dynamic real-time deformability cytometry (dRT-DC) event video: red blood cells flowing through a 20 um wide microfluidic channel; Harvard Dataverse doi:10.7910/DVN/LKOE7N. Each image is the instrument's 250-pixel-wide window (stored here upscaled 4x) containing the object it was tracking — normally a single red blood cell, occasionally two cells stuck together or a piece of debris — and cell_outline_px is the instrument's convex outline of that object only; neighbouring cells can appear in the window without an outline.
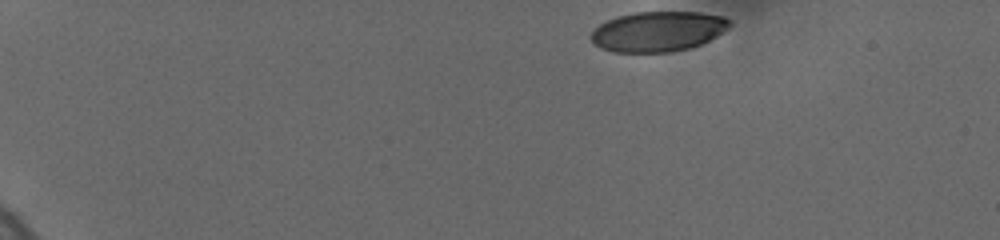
{"species": "human", "species_latin": "Homo sapiens", "temperature_condition": "cold", "stored_images_in_passage": 9, "camera_frame_rate_fps": 3000, "um_per_image_px": 0.085, "donor": {"sex": "female"}, "frame": {"image": 1, "passage_image": 1, "time_ms": 0.0, "image_size_px": [1000, 240], "cell_outline_px": [[732, 24], [716, 36], [700, 44], [688, 48], [668, 52], [612, 52], [600, 48], [588, 36], [600, 24], [616, 16], [636, 12], [700, 12], [724, 16]], "centroid_in_image_um": [55.9, 2.66], "position_along_channel_um": 29.1, "area_um2": 32.25}}
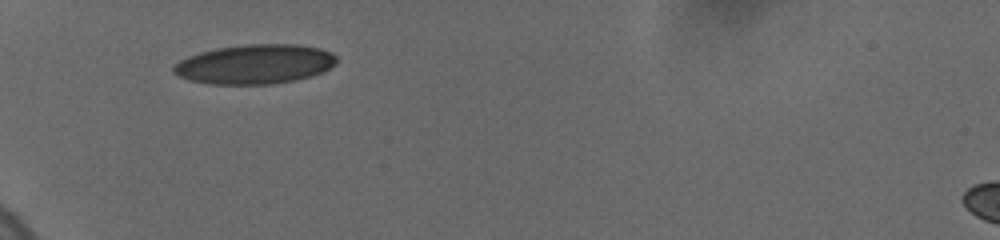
{"frame": {"image": 2, "passage_image": 6, "time_ms": 3.667, "image_size_px": [1000, 240], "cell_outline_px": [[336, 64], [324, 72], [312, 76], [296, 80], [272, 84], [208, 84], [192, 80], [180, 76], [172, 72], [172, 68], [180, 60], [188, 56], [200, 52], [216, 48], [244, 44], [296, 44], [320, 48], [332, 52], [336, 56]], "centroid_in_image_um": [21.7, 5.45], "position_along_channel_um": 63.3, "area_um2": 37.69}}
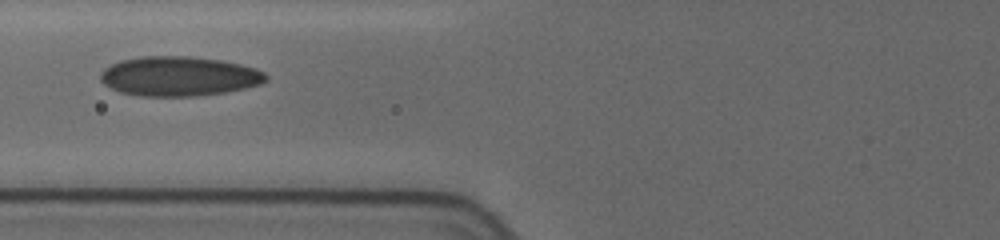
{"frame": {"image": 3, "passage_image": 8, "time_ms": 5.333, "image_size_px": [1000, 240], "cell_outline_px": [[268, 80], [260, 84], [244, 88], [224, 92], [196, 96], [140, 96], [120, 92], [104, 84], [100, 80], [100, 72], [104, 68], [120, 60], [140, 56], [188, 56], [220, 60], [240, 64], [256, 68], [264, 72], [268, 76]], "centroid_in_image_um": [15.2, 6.48], "position_along_channel_um": 110.6, "area_um2": 38.26}}